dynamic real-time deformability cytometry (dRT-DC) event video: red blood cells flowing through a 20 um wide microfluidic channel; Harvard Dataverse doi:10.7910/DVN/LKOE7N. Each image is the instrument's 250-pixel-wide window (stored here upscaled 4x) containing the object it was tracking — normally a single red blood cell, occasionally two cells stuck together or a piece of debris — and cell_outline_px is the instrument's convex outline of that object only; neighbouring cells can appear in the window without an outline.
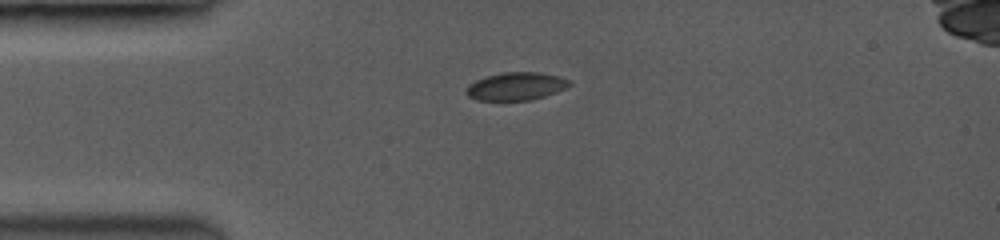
{"species": "common noctule bat (a hibernating species)", "species_latin": "Nyctalus noctula", "temperature_condition": "room temperature", "stored_images_in_passage": 25, "camera_frame_rate_fps": 3500, "um_per_image_px": 0.085, "animal": {"sex": "female", "body_mass_g": 19.0, "forearm_length_mm": 53.3}, "frame": {"image": 1, "passage_image": 1, "time_ms": 0.0, "image_size_px": [1000, 240], "cell_outline_px": [[572, 84], [564, 88], [544, 96], [528, 100], [476, 100], [468, 96], [464, 92], [468, 84], [476, 80], [488, 76], [504, 72], [536, 72], [556, 76], [568, 80]], "centroid_in_image_um": [43.79, 7.34], "position_along_channel_um": 41.2, "area_um2": 16.47}}
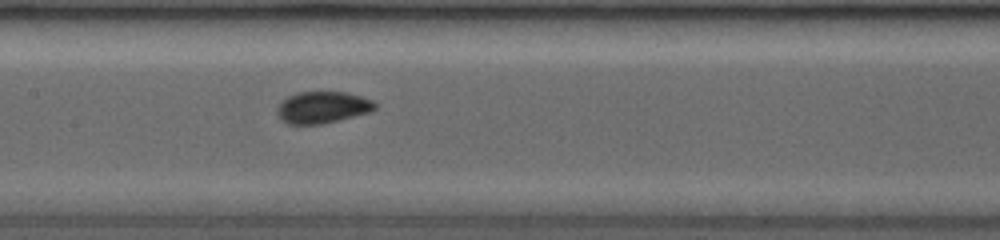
{"frame": {"image": 2, "passage_image": 8, "time_ms": 4.0, "image_size_px": [1000, 240], "cell_outline_px": [[376, 108], [368, 112], [320, 124], [288, 124], [276, 112], [280, 104], [288, 96], [300, 92], [344, 92], [360, 96], [372, 100], [376, 104]], "centroid_in_image_um": [27.41, 9.11], "position_along_channel_um": 180.0, "area_um2": 17.57}}
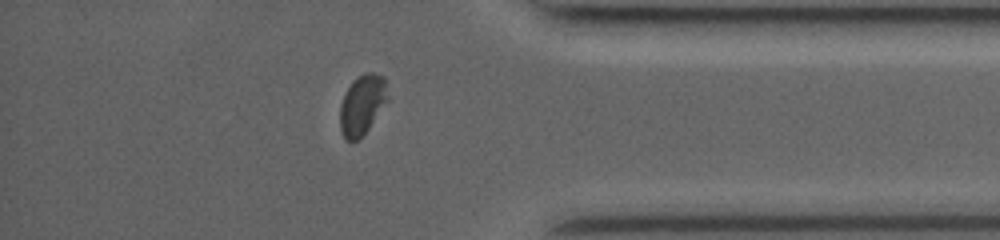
{"frame": {"image": 3, "passage_image": 22, "time_ms": 9.714, "image_size_px": [1000, 240], "cell_outline_px": [[392, 100], [368, 128], [356, 140], [348, 140], [340, 132], [340, 104], [344, 92], [352, 80], [364, 72], [372, 72], [384, 76]], "centroid_in_image_um": [30.85, 8.84], "position_along_channel_um": 404.4, "area_um2": 17.28}, "authors_computed_cell_mechanics": {"area_um2": 17.34, "velocity_mm_per_s": 4.059, "shape_relaxation_time_tau1_ms": 6.4452, "shape_relaxation_time_tau2_ms": null, "deformation_change_tau1": 0.1392, "deformation_change_tau2": null}}